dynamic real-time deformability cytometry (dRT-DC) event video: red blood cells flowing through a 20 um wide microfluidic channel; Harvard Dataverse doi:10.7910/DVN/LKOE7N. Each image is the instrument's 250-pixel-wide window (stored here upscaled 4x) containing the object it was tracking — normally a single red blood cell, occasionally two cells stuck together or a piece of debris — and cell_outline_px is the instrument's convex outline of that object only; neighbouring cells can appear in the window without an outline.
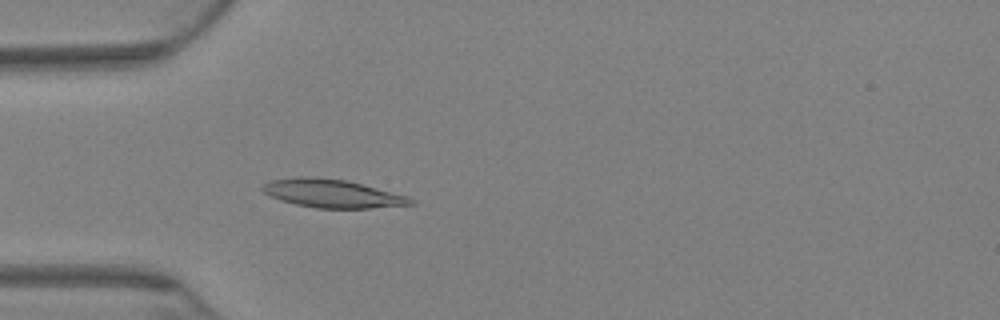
{"species": "Egyptian fruit bat (a non-hibernating species)", "species_latin": "Rousettus aegyptiacus", "temperature_condition": "warm", "stored_images_in_passage": 72, "camera_frame_rate_fps": 3000, "um_per_image_px": 0.085, "animal": {"sex": "female"}, "frame": {"image": 1, "passage_image": 21, "time_ms": 6.667, "image_size_px": [1000, 320], "cell_outline_px": [[416, 204], [368, 208], [316, 208], [296, 204], [280, 200], [268, 196], [260, 188], [264, 184], [272, 180], [300, 176], [304, 176], [344, 180], [408, 196], [416, 200]], "centroid_in_image_um": [28.22, 16.46], "position_along_channel_um": 56.8, "area_um2": 24.16}}
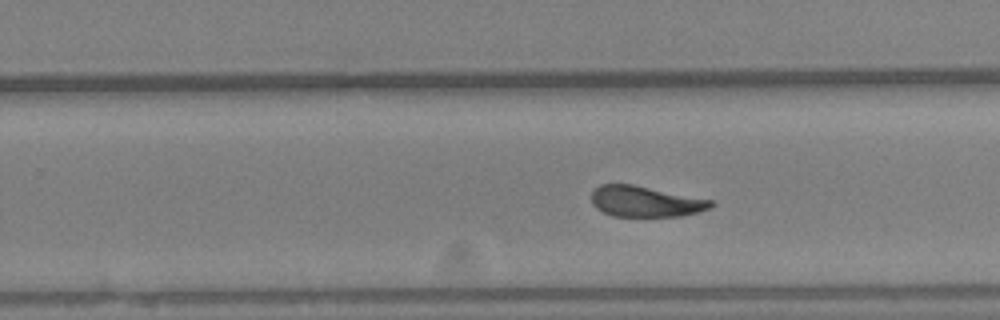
{"frame": {"image": 2, "passage_image": 45, "time_ms": 14.667, "image_size_px": [1000, 320], "cell_outline_px": [[716, 204], [708, 208], [696, 212], [680, 216], [612, 216], [596, 208], [592, 204], [592, 192], [600, 184], [632, 184], [712, 200]], "centroid_in_image_um": [54.84, 17.12], "position_along_channel_um": 275.0, "area_um2": 21.21}}
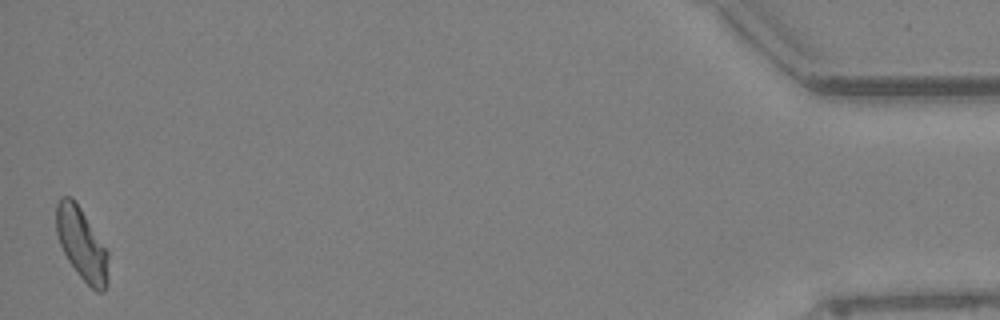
{"frame": {"image": 3, "passage_image": 71, "time_ms": 23.333, "image_size_px": [1000, 320], "cell_outline_px": [[108, 284], [104, 292], [96, 292], [76, 272], [68, 260], [60, 244], [56, 232], [56, 204], [60, 196], [72, 196], [80, 208], [108, 252]], "centroid_in_image_um": [6.94, 20.75], "position_along_channel_um": 428.3, "area_um2": 21.79}, "authors_computed_cell_mechanics": {"area_um2": 22.831, "velocity_mm_per_s": 2.808, "shape_relaxation_time_tau1_ms": 6.2371, "shape_relaxation_time_tau2_ms": 2.731, "deformation_change_tau1": 0.1667, "deformation_change_tau2": 0.0801}}